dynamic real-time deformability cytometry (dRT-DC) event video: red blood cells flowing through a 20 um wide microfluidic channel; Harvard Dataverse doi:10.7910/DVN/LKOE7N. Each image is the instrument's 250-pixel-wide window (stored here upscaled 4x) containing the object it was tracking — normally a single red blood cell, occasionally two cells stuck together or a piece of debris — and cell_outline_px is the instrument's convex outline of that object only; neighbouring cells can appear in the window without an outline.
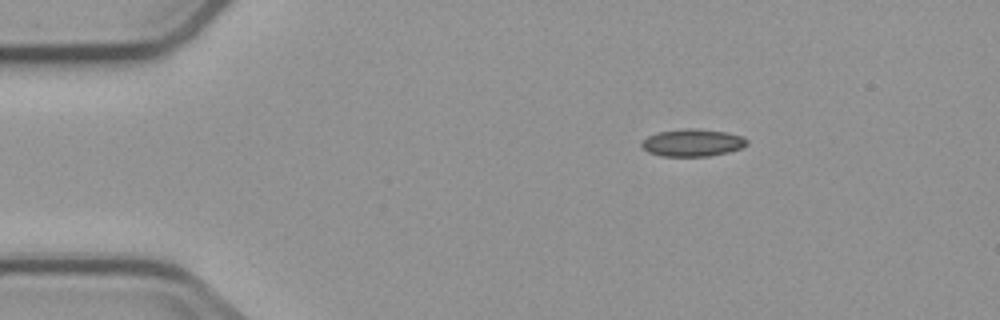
{"species": "common noctule bat (a hibernating species)", "species_latin": "Nyctalus noctula", "temperature_condition": "cold", "stored_images_in_passage": 3, "camera_frame_rate_fps": 3000, "um_per_image_px": 0.085, "animal": {"sex": "male", "body_mass_g": 23.1, "forearm_length_mm": 52.7}, "frame": {"image": 1, "passage_image": 1, "time_ms": 0.0, "image_size_px": [1000, 320], "cell_outline_px": [[748, 144], [740, 148], [728, 152], [708, 156], [660, 156], [648, 152], [640, 144], [648, 136], [660, 132], [688, 128], [692, 128], [728, 132], [744, 136], [748, 140]], "centroid_in_image_um": [58.9, 12.13], "position_along_channel_um": 26.1, "area_um2": 16.7}}
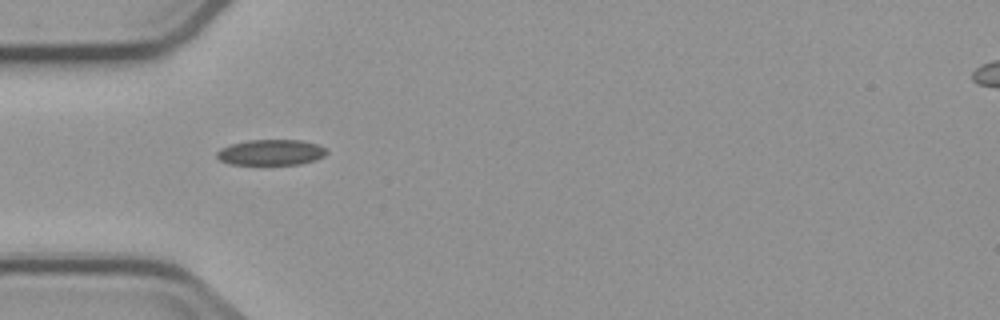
{"frame": {"image": 2, "passage_image": 3, "time_ms": 2.667, "image_size_px": [1000, 320], "cell_outline_px": [[328, 152], [324, 156], [316, 160], [300, 164], [228, 164], [220, 160], [216, 156], [216, 152], [220, 148], [232, 144], [248, 140], [300, 140], [316, 144], [324, 148]], "centroid_in_image_um": [23.02, 12.95], "position_along_channel_um": 62.0, "area_um2": 16.36}}